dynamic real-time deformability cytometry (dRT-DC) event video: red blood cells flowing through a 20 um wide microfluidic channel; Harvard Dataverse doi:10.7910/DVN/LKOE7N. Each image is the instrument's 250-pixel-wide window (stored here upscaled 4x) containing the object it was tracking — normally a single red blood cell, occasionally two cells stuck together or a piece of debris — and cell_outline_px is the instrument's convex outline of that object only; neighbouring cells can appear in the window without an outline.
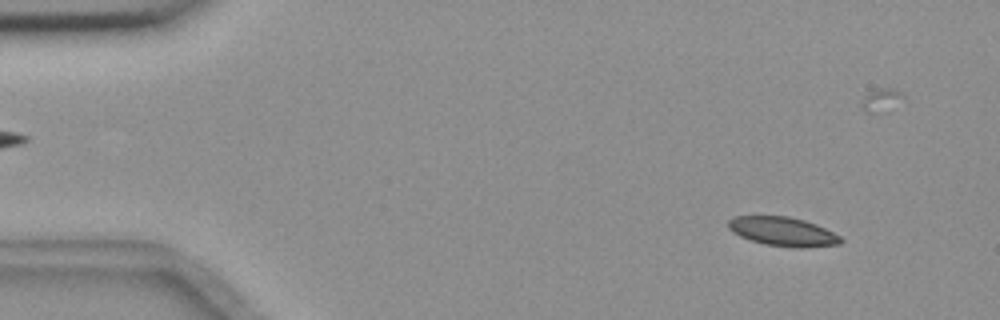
{"species": "common noctule bat (a hibernating species)", "species_latin": "Nyctalus noctula", "temperature_condition": "room temperature", "stored_images_in_passage": 54, "camera_frame_rate_fps": 3000, "um_per_image_px": 0.085, "animal": {"sex": "female", "body_mass_g": 18.4}, "frame": {"image": 1, "passage_image": 4, "time_ms": 1.0, "image_size_px": [1000, 320], "cell_outline_px": [[844, 240], [840, 244], [808, 248], [792, 248], [764, 244], [740, 236], [732, 232], [728, 228], [728, 220], [732, 216], [788, 216], [804, 220], [816, 224], [840, 236]], "centroid_in_image_um": [66.55, 19.69], "position_along_channel_um": 18.5, "area_um2": 19.19}}
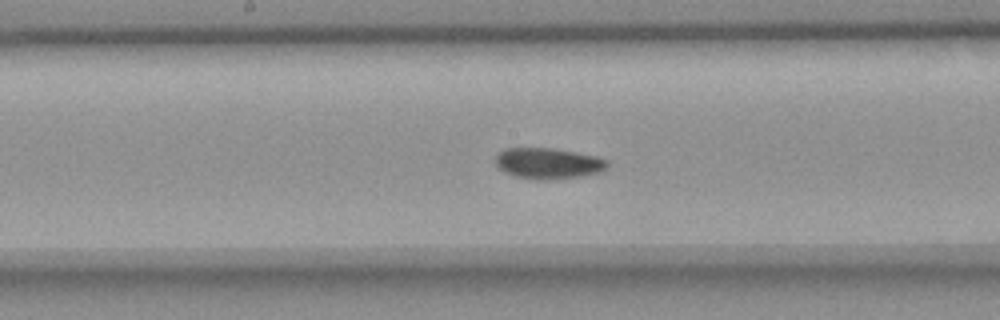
{"frame": {"image": 2, "passage_image": 27, "time_ms": 8.667, "image_size_px": [1000, 320], "cell_outline_px": [[608, 168], [600, 172], [580, 176], [548, 180], [532, 180], [516, 176], [504, 172], [496, 168], [496, 156], [504, 148], [552, 148], [596, 156], [608, 160]], "centroid_in_image_um": [46.58, 13.89], "position_along_channel_um": 201.6, "area_um2": 20.29}}
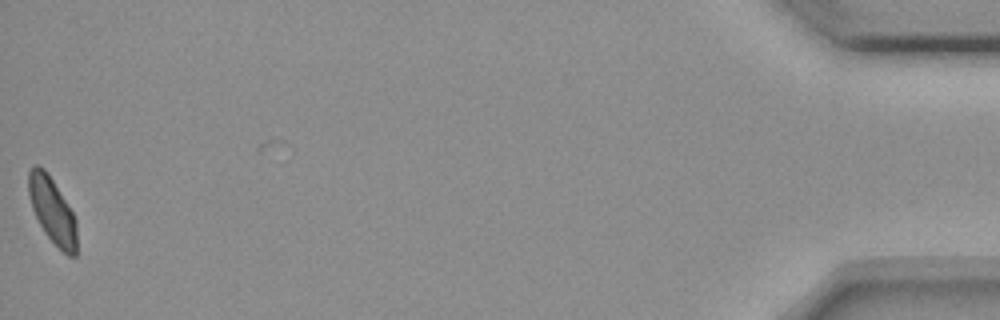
{"frame": {"image": 3, "passage_image": 54, "time_ms": 17.667, "image_size_px": [1000, 320], "cell_outline_px": [[76, 256], [68, 256], [44, 232], [32, 208], [28, 192], [28, 172], [36, 164], [44, 168], [48, 172], [72, 212], [76, 220]], "centroid_in_image_um": [4.43, 17.86], "position_along_channel_um": 430.8, "area_um2": 18.21}, "authors_computed_cell_mechanics": {"area_um2": 19.7098, "velocity_mm_per_s": 3.6337, "shape_relaxation_time_tau1_ms": 4.9246, "shape_relaxation_time_tau2_ms": 3.1383, "deformation_change_tau1": 0.0921, "deformation_change_tau2": 0.0539}}